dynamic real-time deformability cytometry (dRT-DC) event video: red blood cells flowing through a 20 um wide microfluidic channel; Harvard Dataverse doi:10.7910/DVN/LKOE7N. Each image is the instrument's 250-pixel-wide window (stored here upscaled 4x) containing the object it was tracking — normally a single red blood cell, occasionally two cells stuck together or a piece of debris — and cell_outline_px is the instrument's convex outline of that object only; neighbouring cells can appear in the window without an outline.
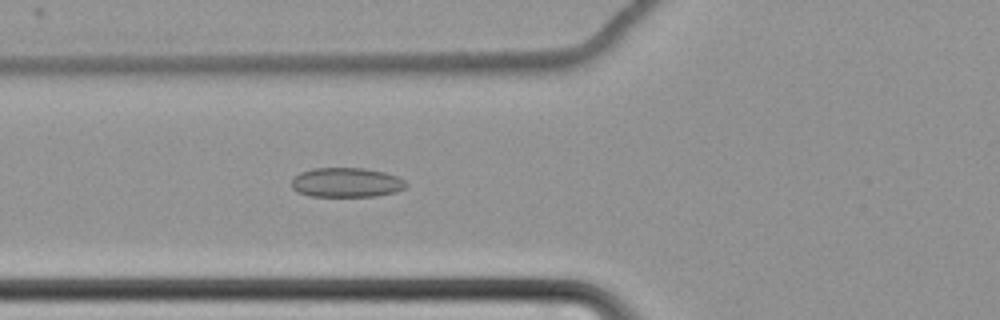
{"species": "common noctule bat (a hibernating species)", "species_latin": "Nyctalus noctula", "temperature_condition": "cold", "stored_images_in_passage": 62, "camera_frame_rate_fps": 3000, "um_per_image_px": 0.085, "animal": {"sex": "female", "body_mass_g": 22.7, "forearm_length_mm": 54.2}, "frame": {"image": 1, "passage_image": 25, "time_ms": 8.0, "image_size_px": [1000, 320], "cell_outline_px": [[408, 184], [404, 188], [396, 192], [376, 196], [308, 196], [296, 192], [292, 188], [292, 180], [300, 172], [312, 168], [364, 168], [384, 172], [396, 176], [404, 180]], "centroid_in_image_um": [29.43, 15.51], "position_along_channel_um": 96.4, "area_um2": 19.77}}
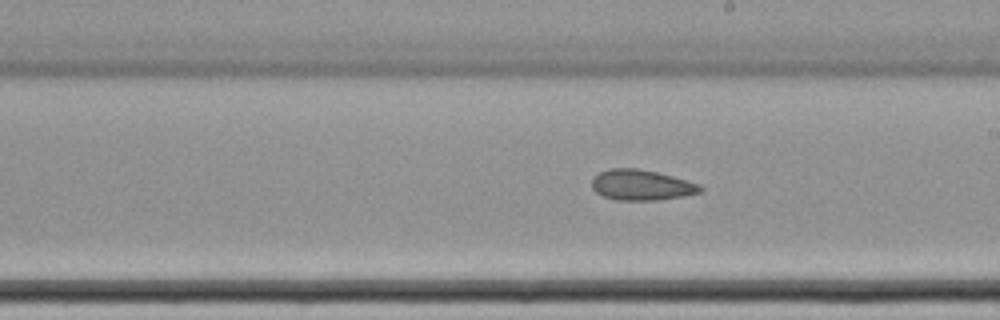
{"frame": {"image": 2, "passage_image": 37, "time_ms": 12.0, "image_size_px": [1000, 320], "cell_outline_px": [[704, 188], [700, 192], [684, 196], [656, 200], [616, 200], [604, 196], [596, 192], [592, 188], [592, 180], [600, 172], [608, 168], [636, 168], [656, 172], [672, 176], [700, 184]], "centroid_in_image_um": [54.53, 15.73], "position_along_channel_um": 234.5, "area_um2": 19.19}}
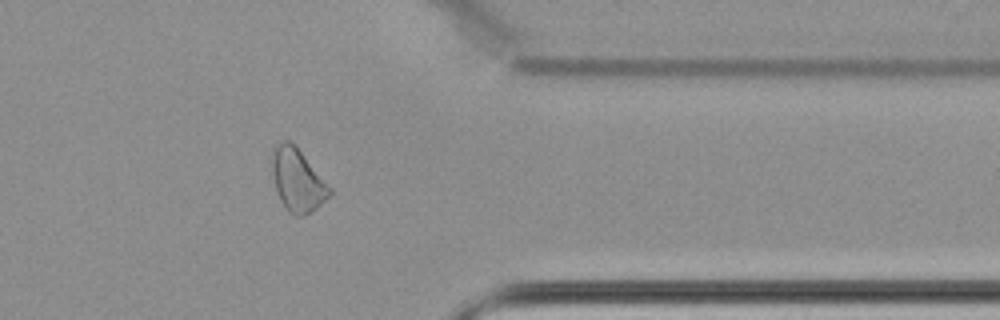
{"frame": {"image": 3, "passage_image": 51, "time_ms": 16.667, "image_size_px": [1000, 320], "cell_outline_px": [[332, 192], [312, 212], [304, 216], [296, 216], [288, 212], [280, 200], [276, 188], [272, 172], [272, 160], [276, 144], [280, 140], [288, 140], [300, 152], [332, 188]], "centroid_in_image_um": [25.28, 15.35], "position_along_channel_um": 386.1, "area_um2": 20.58}, "authors_computed_cell_mechanics": {"area_um2": 21.5883, "velocity_mm_per_s": 3.4526, "shape_relaxation_time_tau1_ms": null, "shape_relaxation_time_tau2_ms": 6.5233, "deformation_change_tau1": null, "deformation_change_tau2": 0.1208}}